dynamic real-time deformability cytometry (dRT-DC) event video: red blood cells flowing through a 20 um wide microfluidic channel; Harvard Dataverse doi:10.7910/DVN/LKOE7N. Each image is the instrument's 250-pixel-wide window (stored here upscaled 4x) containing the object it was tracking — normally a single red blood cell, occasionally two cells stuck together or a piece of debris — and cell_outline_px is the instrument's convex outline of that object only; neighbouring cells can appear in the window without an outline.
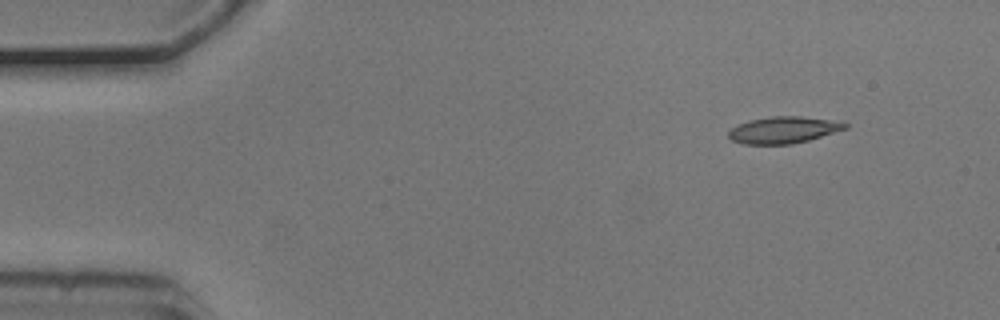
{"species": "common noctule bat (a hibernating species)", "species_latin": "Nyctalus noctula", "temperature_condition": "cold", "stored_images_in_passage": 4, "camera_frame_rate_fps": 3000, "um_per_image_px": 0.085, "animal": {"sex": "male", "body_mass_g": 20.5, "forearm_length_mm": 52.5}, "frame": {"image": 1, "passage_image": 1, "time_ms": 0.0, "image_size_px": [1000, 320], "cell_outline_px": [[848, 128], [808, 140], [792, 144], [744, 144], [732, 140], [728, 136], [728, 132], [736, 124], [748, 120], [772, 116], [800, 116], [844, 120], [848, 124]], "centroid_in_image_um": [66.64, 11.02], "position_along_channel_um": 18.4, "area_um2": 18.44}}
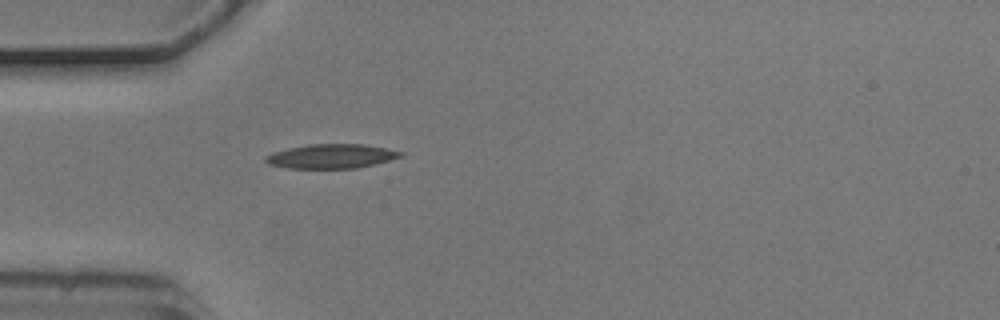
{"frame": {"image": 2, "passage_image": 4, "time_ms": 1.0, "image_size_px": [1000, 320], "cell_outline_px": [[404, 156], [376, 164], [356, 168], [288, 168], [268, 164], [264, 160], [264, 156], [272, 152], [288, 148], [308, 144], [364, 144], [404, 152]], "centroid_in_image_um": [28.15, 13.28], "position_along_channel_um": 56.8, "area_um2": 19.19}}